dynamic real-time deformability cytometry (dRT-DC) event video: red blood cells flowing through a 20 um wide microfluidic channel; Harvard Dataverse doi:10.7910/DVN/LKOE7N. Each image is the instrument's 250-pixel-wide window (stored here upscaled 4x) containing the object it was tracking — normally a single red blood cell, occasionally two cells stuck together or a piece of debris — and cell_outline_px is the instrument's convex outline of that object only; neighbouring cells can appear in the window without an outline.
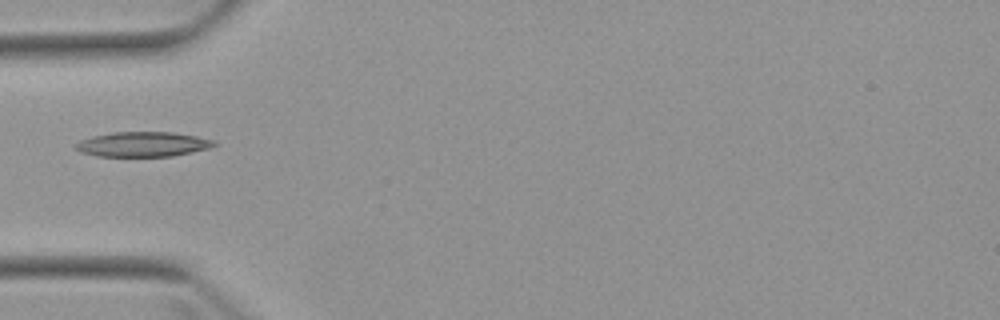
{"species": "Egyptian fruit bat (a non-hibernating species)", "species_latin": "Rousettus aegyptiacus", "temperature_condition": "warm", "stored_images_in_passage": 3, "camera_frame_rate_fps": 3000, "um_per_image_px": 0.085, "animal": {"sex": "female"}, "frame": {"image": 1, "passage_image": 2, "time_ms": 1.333, "image_size_px": [1000, 320], "cell_outline_px": [[216, 144], [208, 148], [192, 152], [172, 156], [96, 156], [80, 152], [72, 144], [80, 140], [92, 136], [112, 132], [172, 132], [196, 136], [216, 140]], "centroid_in_image_um": [12.1, 12.26], "position_along_channel_um": 72.9, "area_um2": 20.11}}
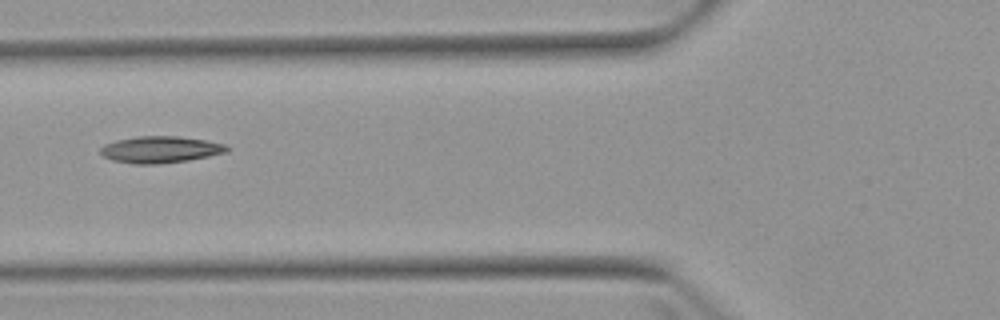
{"frame": {"image": 2, "passage_image": 3, "time_ms": 2.333, "image_size_px": [1000, 320], "cell_outline_px": [[232, 148], [228, 152], [188, 160], [156, 164], [132, 164], [112, 160], [104, 156], [100, 152], [100, 148], [104, 144], [116, 140], [136, 136], [176, 136], [204, 140], [224, 144]], "centroid_in_image_um": [13.62, 12.71], "position_along_channel_um": 112.2, "area_um2": 19.65}}